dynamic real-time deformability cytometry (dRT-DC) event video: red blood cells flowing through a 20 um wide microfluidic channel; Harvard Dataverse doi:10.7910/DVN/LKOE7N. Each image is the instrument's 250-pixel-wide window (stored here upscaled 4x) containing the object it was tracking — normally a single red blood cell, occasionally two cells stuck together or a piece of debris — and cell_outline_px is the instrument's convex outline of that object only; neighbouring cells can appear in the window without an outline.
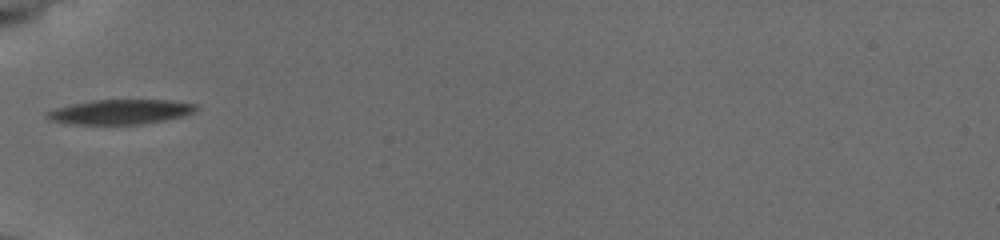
{"species": "common noctule bat (a hibernating species)", "species_latin": "Nyctalus noctula", "temperature_condition": "cold", "stored_images_in_passage": 36, "camera_frame_rate_fps": 3000, "um_per_image_px": 0.085, "animal": {"sex": "female", "body_mass_g": 19.5, "forearm_length_mm": 54.1}, "frame": {"image": 1, "passage_image": 1, "time_ms": 0.0, "image_size_px": [1000, 240], "cell_outline_px": [[196, 108], [192, 112], [184, 116], [164, 120], [136, 124], [72, 124], [48, 120], [44, 116], [44, 112], [56, 108], [72, 104], [92, 100], [172, 100], [196, 104]], "centroid_in_image_um": [10.17, 9.5], "position_along_channel_um": 74.8, "area_um2": 21.39}}
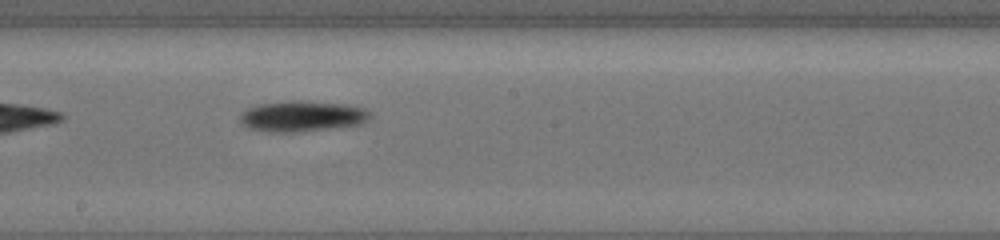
{"frame": {"image": 2, "passage_image": 13, "time_ms": 4.0, "image_size_px": [1000, 240], "cell_outline_px": [[372, 116], [368, 120], [360, 124], [328, 128], [292, 132], [280, 132], [252, 128], [244, 124], [240, 120], [240, 112], [248, 108], [260, 104], [288, 100], [292, 100], [340, 104], [364, 108]], "centroid_in_image_um": [25.67, 9.86], "position_along_channel_um": 222.5, "area_um2": 22.66}}
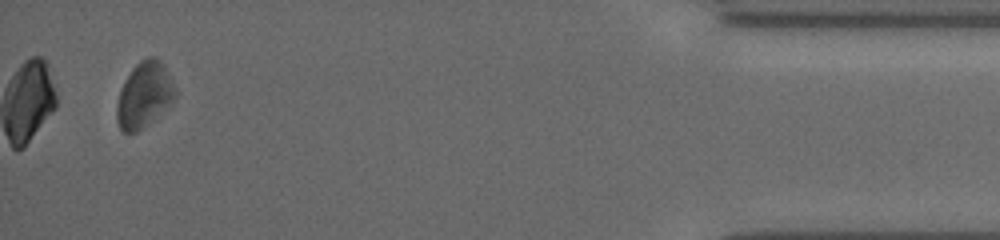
{"frame": {"image": 3, "passage_image": 34, "time_ms": 11.0, "image_size_px": [1000, 240], "cell_outline_px": [[176, 96], [172, 100], [136, 132], [124, 132], [120, 128], [116, 120], [116, 104], [120, 88], [124, 80], [132, 68], [140, 60], [148, 56], [156, 56], [164, 64], [176, 88]], "centroid_in_image_um": [12.22, 7.99], "position_along_channel_um": 423.0, "area_um2": 21.96}, "authors_computed_cell_mechanics": {"area_um2": 21.3571, "velocity_mm_per_s": 3.7443, "shape_relaxation_time_tau1_ms": 2.0212, "shape_relaxation_time_tau2_ms": null, "deformation_change_tau1": 0.0933, "deformation_change_tau2": null}}